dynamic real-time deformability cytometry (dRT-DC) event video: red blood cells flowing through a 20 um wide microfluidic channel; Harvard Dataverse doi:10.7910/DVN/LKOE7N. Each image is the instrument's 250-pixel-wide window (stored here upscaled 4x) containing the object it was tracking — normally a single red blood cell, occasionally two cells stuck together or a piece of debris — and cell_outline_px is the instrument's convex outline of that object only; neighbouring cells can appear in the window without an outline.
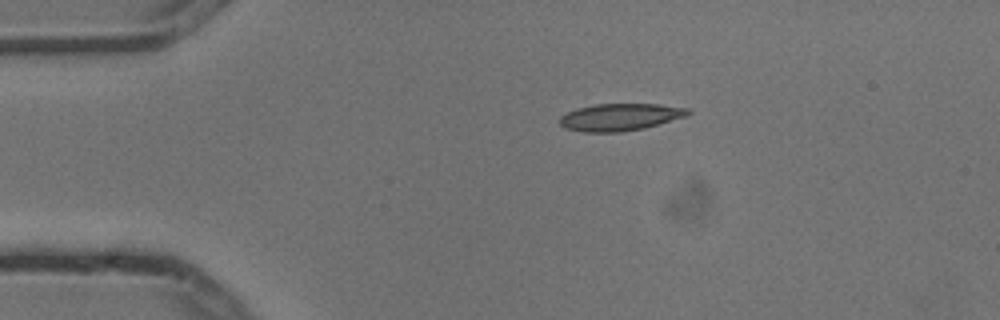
{"species": "common noctule bat (a hibernating species)", "species_latin": "Nyctalus noctula", "temperature_condition": "cold", "stored_images_in_passage": 3, "camera_frame_rate_fps": 3000, "um_per_image_px": 0.085, "animal": {"sex": "male", "body_mass_g": 13.3}, "frame": {"image": 1, "passage_image": 1, "time_ms": 0.0, "image_size_px": [1000, 320], "cell_outline_px": [[692, 112], [688, 116], [644, 128], [620, 132], [584, 132], [564, 128], [560, 124], [560, 116], [576, 108], [596, 104], [656, 104], [688, 108]], "centroid_in_image_um": [52.72, 9.95], "position_along_channel_um": 32.3, "area_um2": 20.35}}
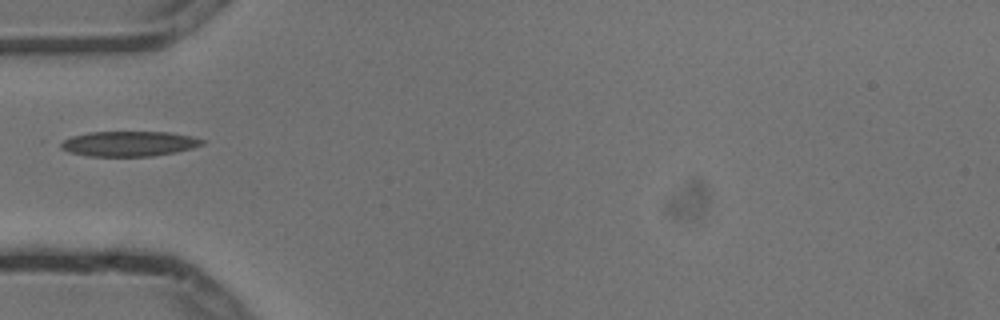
{"frame": {"image": 2, "passage_image": 3, "time_ms": 0.667, "image_size_px": [1000, 320], "cell_outline_px": [[204, 144], [192, 148], [176, 152], [152, 156], [88, 156], [68, 152], [60, 148], [60, 144], [64, 140], [72, 136], [88, 132], [168, 132], [192, 136], [204, 140]], "centroid_in_image_um": [10.96, 12.21], "position_along_channel_um": 74.0, "area_um2": 20.69}}